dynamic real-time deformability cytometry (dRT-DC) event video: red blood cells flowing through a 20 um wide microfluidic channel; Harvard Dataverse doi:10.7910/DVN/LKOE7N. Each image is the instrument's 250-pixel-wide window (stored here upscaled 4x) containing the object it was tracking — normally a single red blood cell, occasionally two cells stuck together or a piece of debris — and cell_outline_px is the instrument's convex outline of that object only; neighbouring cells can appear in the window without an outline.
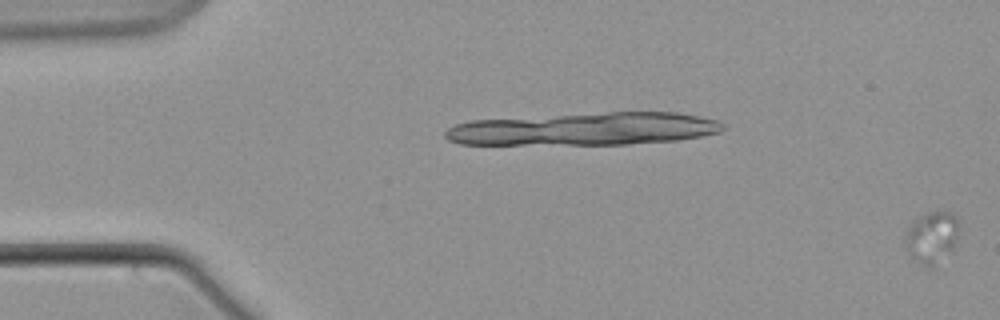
{"species": "common noctule bat (a hibernating species)", "species_latin": "Nyctalus noctula", "temperature_condition": "warm", "stored_images_in_passage": 67, "camera_frame_rate_fps": 3000, "um_per_image_px": 0.085, "animal": {"sex": "male", "body_mass_g": 21.5, "forearm_length_mm": 52.0}, "frame": {"image": 1, "passage_image": 1, "time_ms": 0.0, "image_size_px": [1000, 320], "cell_outline_px": [[956, 240], [952, 248], [932, 268], [916, 260], [908, 252], [908, 228], [912, 220], [928, 212], [952, 212], [956, 216]], "centroid_in_image_um": [79.21, 20.13], "position_along_channel_um": 5.8, "area_um2": 15.26}}
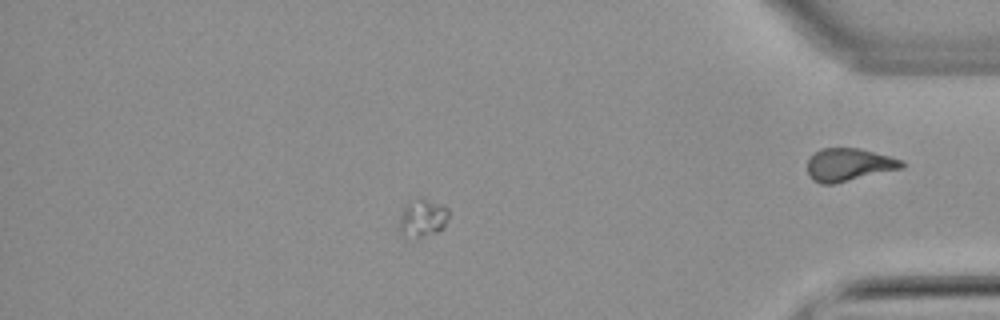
{"frame": {"image": 2, "passage_image": 57, "time_ms": 18.667, "image_size_px": [1000, 320], "cell_outline_px": [[448, 216], [444, 228], [436, 232], [420, 236], [404, 236], [400, 232], [400, 216], [404, 204], [420, 200], [424, 200], [444, 204], [448, 208]], "centroid_in_image_um": [35.94, 18.53], "position_along_channel_um": 399.3, "area_um2": 10.46}}